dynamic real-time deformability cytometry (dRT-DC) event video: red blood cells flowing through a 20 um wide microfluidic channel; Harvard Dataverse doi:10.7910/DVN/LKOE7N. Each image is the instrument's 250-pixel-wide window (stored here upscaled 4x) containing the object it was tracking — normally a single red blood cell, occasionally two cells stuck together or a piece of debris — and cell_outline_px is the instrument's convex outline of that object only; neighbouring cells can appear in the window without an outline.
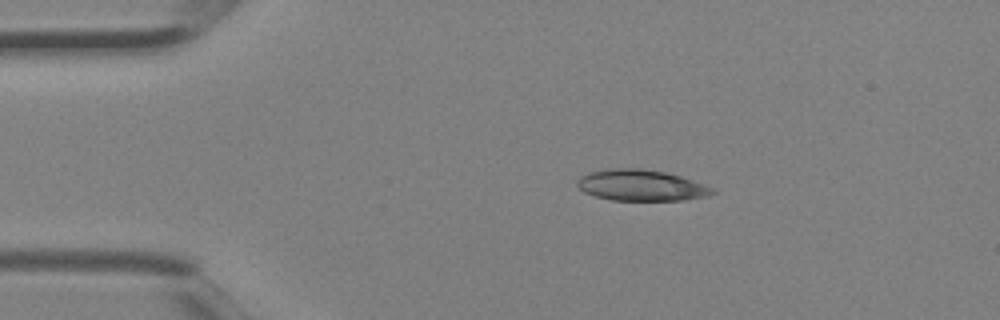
{"species": "Egyptian fruit bat (a non-hibernating species)", "species_latin": "Rousettus aegyptiacus", "temperature_condition": "room temperature", "stored_images_in_passage": 3, "camera_frame_rate_fps": 3000, "um_per_image_px": 0.085, "animal": {"sex": "female"}, "frame": {"image": 1, "passage_image": 2, "time_ms": 0.333, "image_size_px": [1000, 320], "cell_outline_px": [[716, 192], [708, 196], [684, 200], [612, 200], [596, 196], [584, 192], [576, 184], [576, 180], [580, 176], [588, 172], [608, 168], [640, 168], [664, 172], [680, 176], [704, 184], [712, 188]], "centroid_in_image_um": [54.47, 15.74], "position_along_channel_um": 30.5, "area_um2": 24.51}}